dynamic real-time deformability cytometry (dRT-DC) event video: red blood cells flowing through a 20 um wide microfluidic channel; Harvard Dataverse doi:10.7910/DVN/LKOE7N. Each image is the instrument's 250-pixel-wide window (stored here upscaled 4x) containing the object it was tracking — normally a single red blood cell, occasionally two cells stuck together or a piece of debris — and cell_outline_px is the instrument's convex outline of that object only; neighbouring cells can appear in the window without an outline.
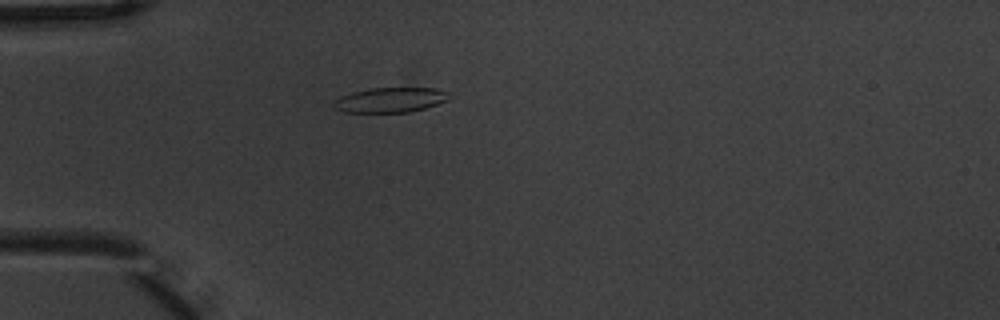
{"species": "common noctule bat (a hibernating species)", "species_latin": "Nyctalus noctula", "temperature_condition": "warm", "stored_images_in_passage": 1, "camera_frame_rate_fps": 3000, "um_per_image_px": 0.085, "animal": {"sex": "male", "body_mass_g": 20.1, "forearm_length_mm": 53.5}, "frame": {"image": 1, "passage_image": 1, "time_ms": 0.0, "image_size_px": [1000, 320], "cell_outline_px": [[448, 100], [424, 108], [408, 112], [344, 112], [332, 108], [332, 104], [340, 96], [352, 92], [372, 88], [440, 88], [448, 92]], "centroid_in_image_um": [33.15, 8.49], "position_along_channel_um": 51.9, "area_um2": 16.7}}